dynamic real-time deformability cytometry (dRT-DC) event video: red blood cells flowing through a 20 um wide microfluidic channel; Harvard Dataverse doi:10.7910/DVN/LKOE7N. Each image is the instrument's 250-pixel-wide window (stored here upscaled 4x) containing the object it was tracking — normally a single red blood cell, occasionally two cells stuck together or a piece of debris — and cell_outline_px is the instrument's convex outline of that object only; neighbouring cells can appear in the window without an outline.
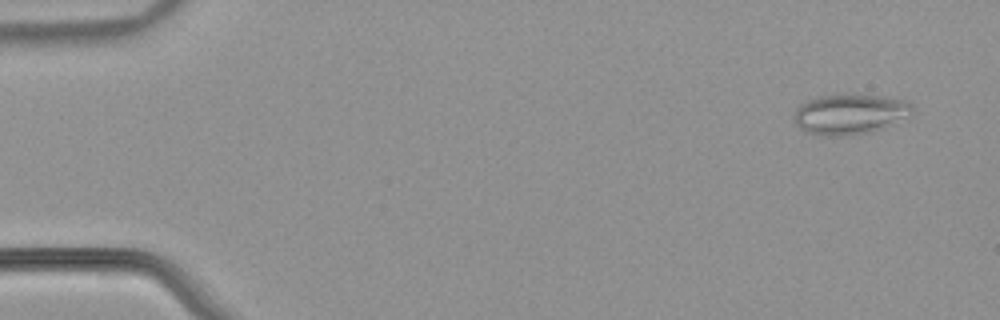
{"species": "common noctule bat (a hibernating species)", "species_latin": "Nyctalus noctula", "temperature_condition": "warm", "stored_images_in_passage": 54, "camera_frame_rate_fps": 3000, "um_per_image_px": 0.085, "animal": {"sex": "male", "body_mass_g": 21.5, "forearm_length_mm": 52.0}, "frame": {"image": 1, "passage_image": 4, "time_ms": 1.0, "image_size_px": [1000, 320], "cell_outline_px": [[912, 112], [908, 116], [884, 128], [872, 132], [852, 136], [824, 136], [804, 132], [796, 124], [796, 108], [804, 100], [820, 96], [840, 92], [852, 92], [880, 96], [904, 100], [912, 104]], "centroid_in_image_um": [72.22, 9.68], "position_along_channel_um": 12.8, "area_um2": 28.55}}
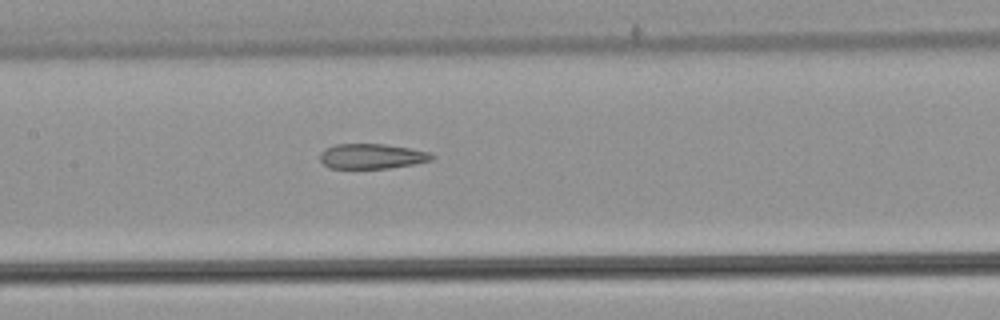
{"frame": {"image": 2, "passage_image": 27, "time_ms": 8.667, "image_size_px": [1000, 320], "cell_outline_px": [[436, 156], [432, 160], [412, 164], [388, 168], [328, 168], [320, 160], [320, 152], [324, 148], [336, 144], [384, 144], [432, 152]], "centroid_in_image_um": [31.6, 13.27], "position_along_channel_um": 175.8, "area_um2": 16.36}}
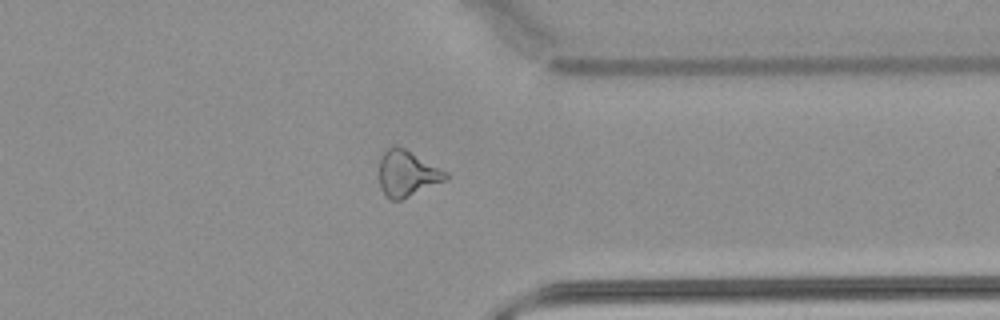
{"frame": {"image": 3, "passage_image": 43, "time_ms": 14.0, "image_size_px": [1000, 320], "cell_outline_px": [[448, 180], [400, 200], [392, 200], [380, 188], [380, 156], [392, 144], [396, 144], [404, 148], [448, 172]], "centroid_in_image_um": [34.62, 14.73], "position_along_channel_um": 376.8, "area_um2": 17.8}, "authors_computed_cell_mechanics": {"area_um2": 19.4786, "velocity_mm_per_s": 3.8471, "shape_relaxation_time_tau1_ms": null, "shape_relaxation_time_tau2_ms": 3.1797, "deformation_change_tau1": null, "deformation_change_tau2": 0.134}}